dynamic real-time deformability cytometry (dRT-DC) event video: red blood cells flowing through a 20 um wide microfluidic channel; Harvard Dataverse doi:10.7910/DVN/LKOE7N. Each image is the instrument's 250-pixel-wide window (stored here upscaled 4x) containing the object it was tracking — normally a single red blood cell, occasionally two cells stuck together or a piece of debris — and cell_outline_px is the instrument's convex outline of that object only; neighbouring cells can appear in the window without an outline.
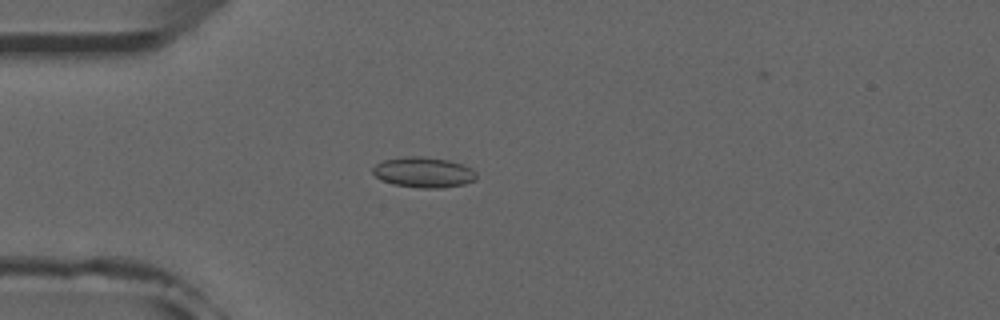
{"species": "common noctule bat (a hibernating species)", "species_latin": "Nyctalus noctula", "temperature_condition": "room temperature", "stored_images_in_passage": 52, "camera_frame_rate_fps": 3000, "um_per_image_px": 0.085, "animal": {"sex": "male", "forearm_length_mm": 52.5}, "frame": {"image": 1, "passage_image": 14, "time_ms": 4.333, "image_size_px": [1000, 320], "cell_outline_px": [[476, 180], [464, 184], [440, 188], [420, 188], [392, 184], [376, 176], [372, 172], [372, 168], [376, 164], [384, 160], [404, 156], [424, 156], [448, 160], [472, 168], [476, 172]], "centroid_in_image_um": [36.01, 14.64], "position_along_channel_um": 49.0, "area_um2": 18.38}}
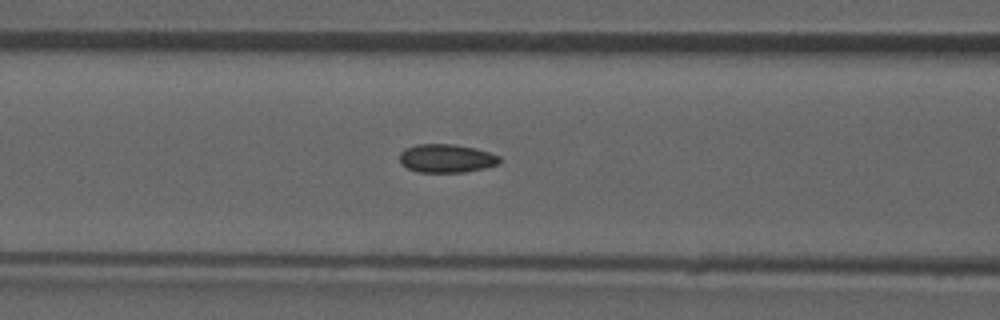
{"frame": {"image": 2, "passage_image": 21, "time_ms": 6.667, "image_size_px": [1000, 320], "cell_outline_px": [[500, 164], [484, 168], [464, 172], [416, 172], [408, 168], [400, 160], [400, 152], [404, 148], [416, 144], [456, 144], [476, 148], [500, 156]], "centroid_in_image_um": [37.96, 13.45], "position_along_channel_um": 128.6, "area_um2": 16.65}}
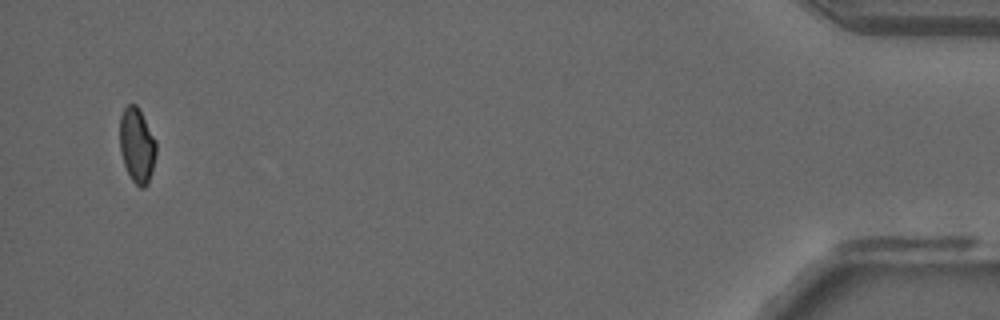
{"frame": {"image": 3, "passage_image": 50, "time_ms": 16.333, "image_size_px": [1000, 320], "cell_outline_px": [[156, 156], [148, 184], [144, 188], [140, 188], [132, 180], [124, 164], [120, 152], [120, 116], [124, 108], [128, 104], [136, 104], [140, 108], [156, 140]], "centroid_in_image_um": [11.65, 12.33], "position_along_channel_um": 423.5, "area_um2": 16.07}, "authors_computed_cell_mechanics": {"area_um2": 16.9065, "velocity_mm_per_s": 3.9521, "shape_relaxation_time_tau1_ms": null, "shape_relaxation_time_tau2_ms": 1.5548, "deformation_change_tau1": null, "deformation_change_tau2": 0.049}}